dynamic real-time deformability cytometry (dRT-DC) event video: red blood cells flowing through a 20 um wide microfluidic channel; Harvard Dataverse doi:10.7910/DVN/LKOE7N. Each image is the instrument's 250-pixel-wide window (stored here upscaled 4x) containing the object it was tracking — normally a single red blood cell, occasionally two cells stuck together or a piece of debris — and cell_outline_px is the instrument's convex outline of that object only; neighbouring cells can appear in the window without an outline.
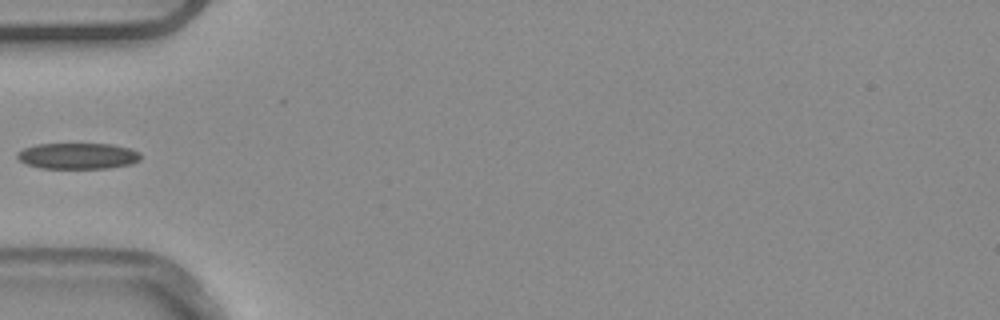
{"species": "common noctule bat (a hibernating species)", "species_latin": "Nyctalus noctula", "temperature_condition": "warm", "stored_images_in_passage": 6, "camera_frame_rate_fps": 3000, "um_per_image_px": 0.085, "animal": {"sex": "male", "body_mass_g": 20.4}, "frame": {"image": 1, "passage_image": 6, "time_ms": 1.667, "image_size_px": [1000, 320], "cell_outline_px": [[140, 160], [132, 164], [108, 168], [40, 168], [28, 164], [20, 160], [16, 156], [16, 152], [24, 148], [36, 144], [112, 144], [128, 148], [140, 152]], "centroid_in_image_um": [6.62, 13.25], "position_along_channel_um": 78.4, "area_um2": 18.73}}